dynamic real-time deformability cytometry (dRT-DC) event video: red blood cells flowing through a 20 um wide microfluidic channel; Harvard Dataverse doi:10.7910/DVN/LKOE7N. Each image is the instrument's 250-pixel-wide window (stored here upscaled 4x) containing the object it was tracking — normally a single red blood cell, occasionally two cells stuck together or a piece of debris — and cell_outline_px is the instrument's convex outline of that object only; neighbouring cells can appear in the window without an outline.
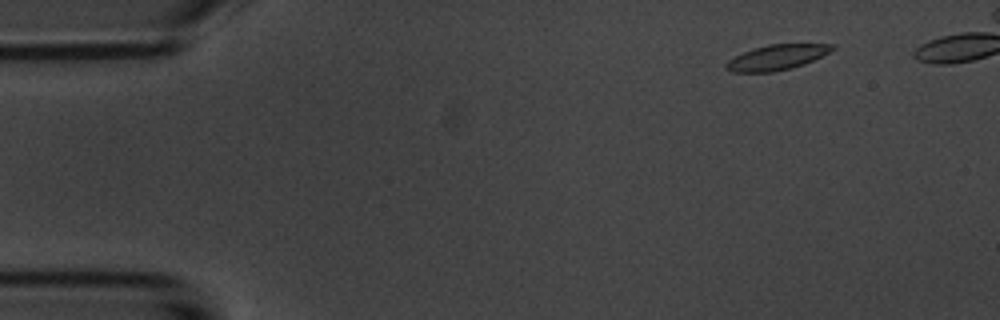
{"species": "common noctule bat (a hibernating species)", "species_latin": "Nyctalus noctula", "temperature_condition": "room temperature", "stored_images_in_passage": 5, "camera_frame_rate_fps": 3000, "um_per_image_px": 0.085, "animal": {"sex": "male", "body_mass_g": 20.1, "forearm_length_mm": 53.5}, "frame": {"image": 1, "passage_image": 1, "time_ms": 0.0, "image_size_px": [1000, 320], "cell_outline_px": [[836, 48], [804, 64], [772, 72], [732, 72], [724, 68], [724, 64], [728, 60], [752, 48], [768, 44], [836, 44]], "centroid_in_image_um": [65.99, 4.87], "position_along_channel_um": 19.0, "area_um2": 15.43}}